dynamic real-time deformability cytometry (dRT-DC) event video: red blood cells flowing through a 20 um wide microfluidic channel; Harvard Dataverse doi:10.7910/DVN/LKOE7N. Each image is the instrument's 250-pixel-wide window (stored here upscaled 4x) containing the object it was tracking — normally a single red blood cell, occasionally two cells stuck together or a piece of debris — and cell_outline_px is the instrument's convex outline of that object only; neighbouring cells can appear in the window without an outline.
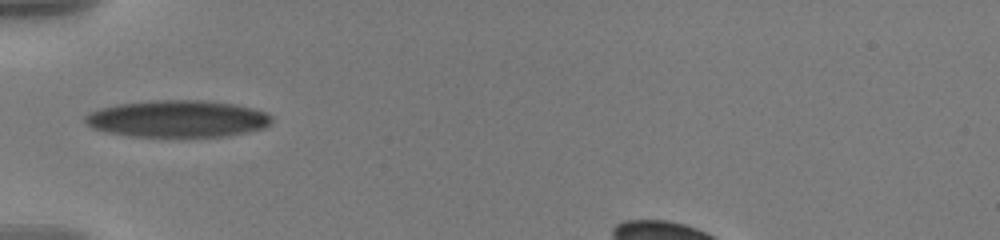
{"species": "human", "species_latin": "Homo sapiens", "temperature_condition": "warm", "stored_images_in_passage": 38, "camera_frame_rate_fps": 3000, "um_per_image_px": 0.085, "donor": {"sex": "male"}, "frame": {"image": 1, "passage_image": 1, "time_ms": 0.0, "image_size_px": [1000, 240], "cell_outline_px": [[272, 124], [264, 128], [224, 136], [128, 136], [108, 132], [92, 128], [84, 120], [84, 116], [88, 112], [100, 108], [116, 104], [152, 100], [200, 100], [236, 104], [268, 112], [272, 116]], "centroid_in_image_um": [15.09, 10.08], "position_along_channel_um": 69.9, "area_um2": 40.23}}
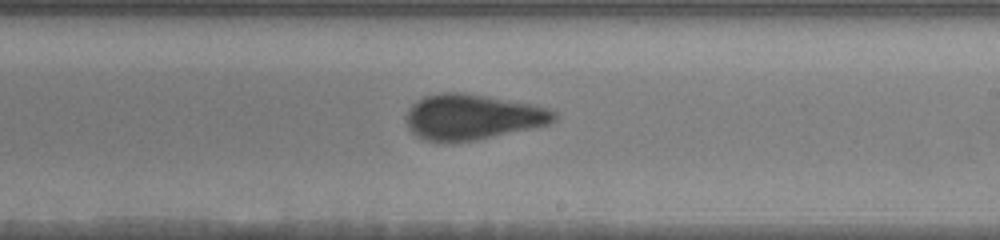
{"frame": {"image": 2, "passage_image": 16, "time_ms": 5.0, "image_size_px": [1000, 240], "cell_outline_px": [[556, 120], [548, 124], [532, 128], [452, 144], [428, 140], [416, 136], [408, 128], [408, 108], [416, 100], [424, 96], [440, 92], [460, 92], [532, 104], [548, 108], [556, 112]], "centroid_in_image_um": [40.12, 9.94], "position_along_channel_um": 248.9, "area_um2": 39.02}}
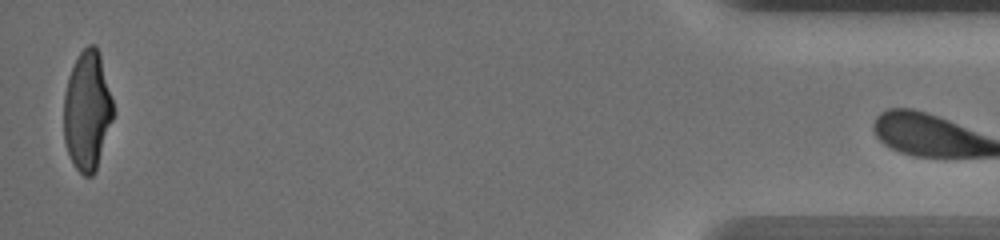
{"frame": {"image": 3, "passage_image": 37, "time_ms": 12.0, "image_size_px": [1000, 240], "cell_outline_px": [[112, 120], [96, 172], [92, 176], [84, 176], [72, 164], [64, 140], [64, 96], [68, 76], [80, 52], [88, 44], [96, 44], [100, 52], [112, 100]], "centroid_in_image_um": [7.41, 9.42], "position_along_channel_um": 427.8, "area_um2": 34.28}}